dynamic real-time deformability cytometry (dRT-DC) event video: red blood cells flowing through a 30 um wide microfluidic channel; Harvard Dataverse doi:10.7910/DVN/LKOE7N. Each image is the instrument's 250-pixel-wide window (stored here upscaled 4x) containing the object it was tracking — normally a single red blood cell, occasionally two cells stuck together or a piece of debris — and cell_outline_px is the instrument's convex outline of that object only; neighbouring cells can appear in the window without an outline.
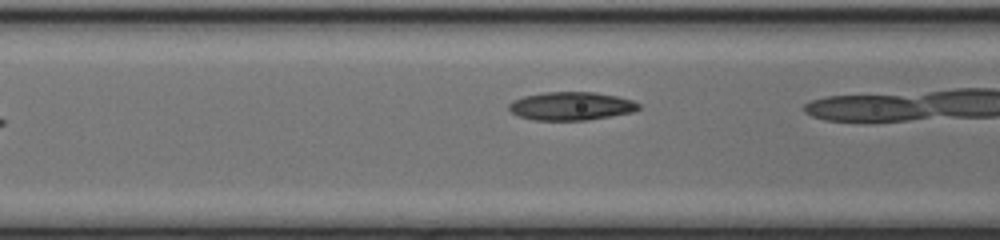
{"species": "common noctule bat (a hibernating species)", "species_latin": "Nyctalus noctula", "temperature_condition": "cold", "stored_images_in_passage": 17, "camera_frame_rate_fps": 3000, "um_per_image_px": 0.085, "animal": {"sex": "female", "body_mass_g": 17.0, "forearm_length_mm": 48.0}, "frame": {"image": 1, "passage_image": 6, "time_ms": 1.667, "image_size_px": [1000, 240], "cell_outline_px": [[640, 108], [632, 112], [588, 120], [532, 120], [520, 116], [512, 112], [508, 108], [508, 104], [512, 100], [524, 96], [544, 92], [596, 92], [616, 96], [632, 100], [640, 104]], "centroid_in_image_um": [48.53, 9.01], "position_along_channel_um": 118.1, "area_um2": 21.39}}
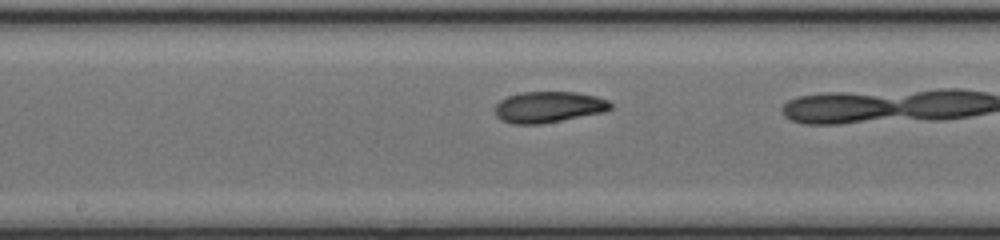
{"frame": {"image": 2, "passage_image": 12, "time_ms": 3.667, "image_size_px": [1000, 240], "cell_outline_px": [[612, 108], [604, 112], [540, 124], [512, 124], [500, 120], [496, 116], [496, 104], [500, 100], [508, 96], [520, 92], [576, 92], [596, 96], [608, 100], [612, 104]], "centroid_in_image_um": [46.62, 9.09], "position_along_channel_um": 201.6, "area_um2": 20.98}}
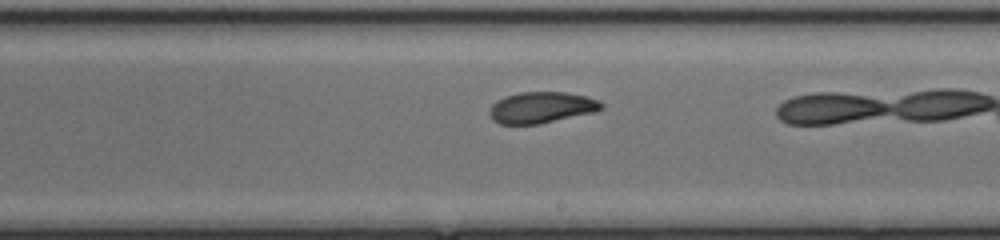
{"frame": {"image": 3, "passage_image": 15, "time_ms": 4.667, "image_size_px": [1000, 240], "cell_outline_px": [[604, 108], [596, 112], [540, 124], [500, 124], [492, 120], [488, 112], [492, 104], [496, 100], [504, 96], [520, 92], [564, 92], [588, 96], [600, 100], [604, 104]], "centroid_in_image_um": [46.05, 9.13], "position_along_channel_um": 243.0, "area_um2": 20.75}}